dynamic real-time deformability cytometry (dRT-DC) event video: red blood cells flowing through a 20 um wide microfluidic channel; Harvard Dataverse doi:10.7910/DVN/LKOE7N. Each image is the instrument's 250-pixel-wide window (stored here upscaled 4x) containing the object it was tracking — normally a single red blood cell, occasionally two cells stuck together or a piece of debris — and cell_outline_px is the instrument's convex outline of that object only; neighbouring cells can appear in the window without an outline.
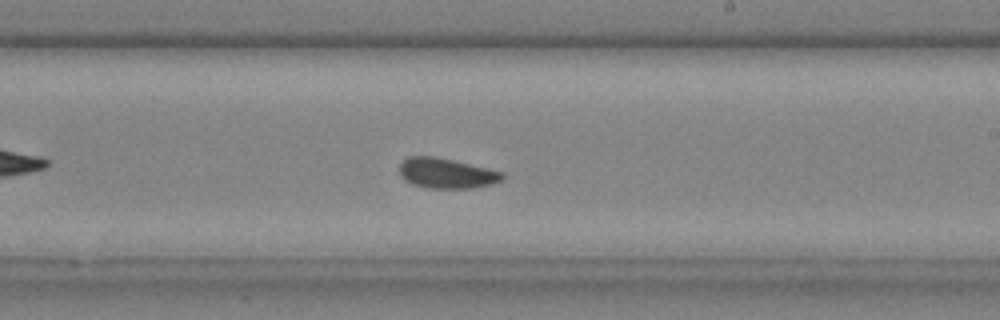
{"species": "common noctule bat (a hibernating species)", "species_latin": "Nyctalus noctula", "temperature_condition": "cold", "stored_images_in_passage": 37, "camera_frame_rate_fps": 3000, "um_per_image_px": 0.085, "animal": {"sex": "male", "body_mass_g": 20.4}, "frame": {"image": 1, "passage_image": 22, "time_ms": 7.0, "image_size_px": [1000, 320], "cell_outline_px": [[504, 176], [500, 180], [492, 184], [472, 188], [424, 188], [412, 184], [404, 180], [400, 176], [400, 164], [408, 156], [436, 156], [504, 172]], "centroid_in_image_um": [37.92, 14.73], "position_along_channel_um": 251.1, "area_um2": 18.15}}